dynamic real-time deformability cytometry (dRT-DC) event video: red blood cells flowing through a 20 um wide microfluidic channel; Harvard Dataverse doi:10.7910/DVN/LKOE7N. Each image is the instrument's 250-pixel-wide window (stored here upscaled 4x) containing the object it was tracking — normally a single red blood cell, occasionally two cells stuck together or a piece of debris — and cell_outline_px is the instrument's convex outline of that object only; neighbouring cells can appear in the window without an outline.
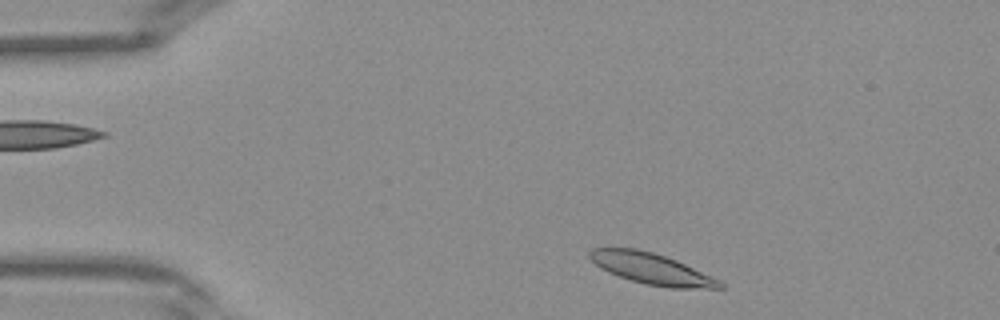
{"species": "Egyptian fruit bat (a non-hibernating species)", "species_latin": "Rousettus aegyptiacus", "temperature_condition": "warm", "stored_images_in_passage": 35, "camera_frame_rate_fps": 3000, "um_per_image_px": 0.085, "frame": {"image": 1, "passage_image": 1, "time_ms": 0.0, "image_size_px": [1000, 320], "cell_outline_px": [[724, 288], [668, 288], [644, 284], [608, 272], [600, 268], [588, 256], [588, 252], [592, 248], [636, 248], [652, 252], [676, 260], [712, 276], [720, 280], [724, 284]], "centroid_in_image_um": [55.39, 22.84], "position_along_channel_um": 29.6, "area_um2": 23.47}}
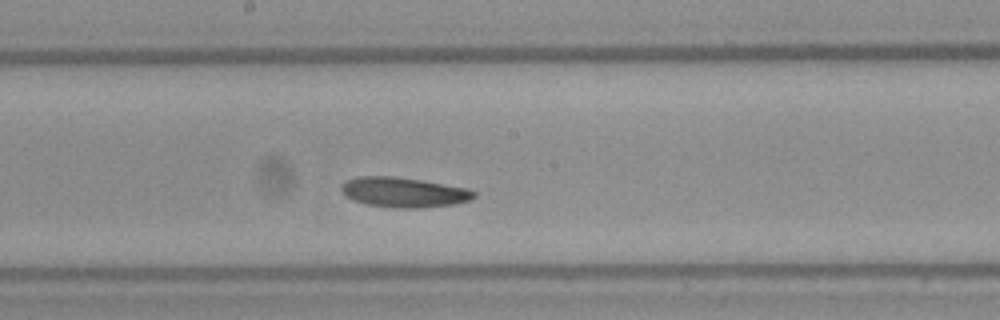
{"frame": {"image": 2, "passage_image": 16, "time_ms": 5.0, "image_size_px": [1000, 320], "cell_outline_px": [[476, 196], [468, 200], [452, 204], [420, 208], [396, 208], [368, 204], [352, 200], [340, 192], [340, 184], [344, 180], [360, 176], [392, 176], [420, 180], [468, 188], [476, 192]], "centroid_in_image_um": [34.25, 16.33], "position_along_channel_um": 213.9, "area_um2": 23.18}}
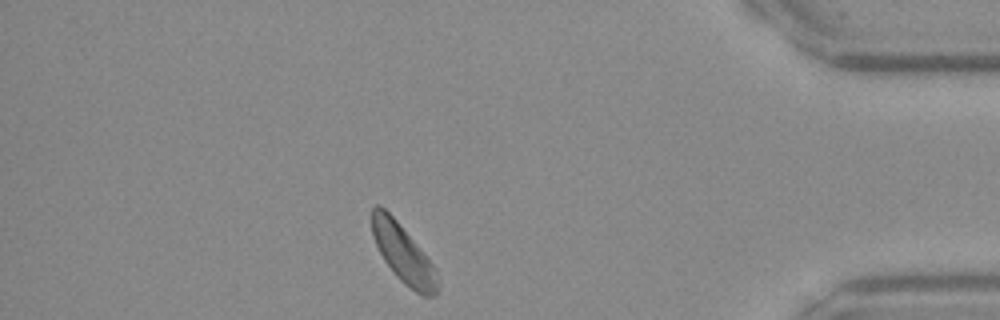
{"frame": {"image": 3, "passage_image": 30, "time_ms": 9.667, "image_size_px": [1000, 320], "cell_outline_px": [[440, 288], [436, 296], [424, 296], [416, 292], [404, 284], [396, 276], [384, 260], [372, 236], [372, 208], [376, 204], [380, 204], [396, 220], [416, 244], [432, 264], [436, 272], [440, 284]], "centroid_in_image_um": [34.28, 21.6], "position_along_channel_um": 400.9, "area_um2": 21.96}}